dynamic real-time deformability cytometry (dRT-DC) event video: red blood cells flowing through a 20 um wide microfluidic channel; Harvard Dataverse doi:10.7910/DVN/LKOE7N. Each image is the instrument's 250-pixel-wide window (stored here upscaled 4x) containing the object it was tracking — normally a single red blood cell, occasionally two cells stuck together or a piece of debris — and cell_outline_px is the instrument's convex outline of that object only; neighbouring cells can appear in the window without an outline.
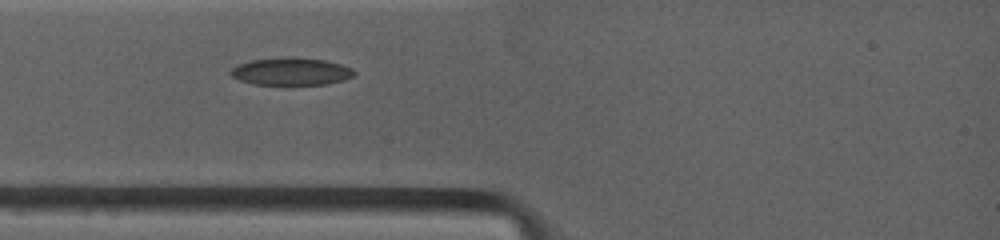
{"species": "common noctule bat (a hibernating species)", "species_latin": "Nyctalus noctula", "temperature_condition": "warm", "stored_images_in_passage": 4, "camera_frame_rate_fps": 4500, "um_per_image_px": 0.085, "animal": {"sex": "female", "body_mass_g": 19.0, "forearm_length_mm": 53.3}, "frame": {"image": 1, "passage_image": 1, "time_ms": 0.0, "image_size_px": [1000, 240], "cell_outline_px": [[356, 72], [352, 76], [344, 80], [324, 84], [252, 84], [240, 80], [232, 76], [228, 72], [232, 68], [240, 64], [252, 60], [280, 56], [324, 60], [340, 64], [352, 68]], "centroid_in_image_um": [24.72, 6.06], "position_along_channel_um": 60.3, "area_um2": 19.65}}
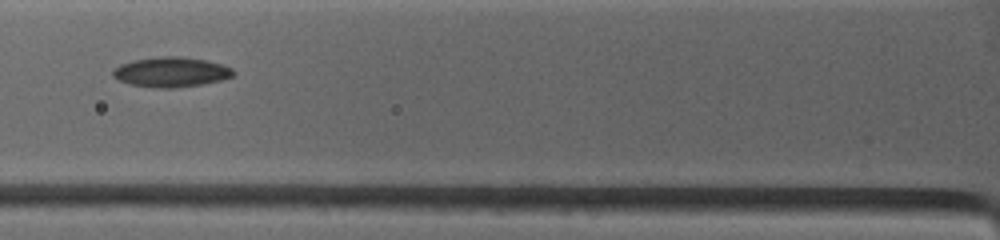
{"frame": {"image": 2, "passage_image": 2, "time_ms": 1.333, "image_size_px": [1000, 240], "cell_outline_px": [[236, 72], [232, 76], [220, 80], [200, 84], [176, 88], [156, 88], [132, 84], [120, 80], [112, 76], [112, 72], [120, 64], [136, 60], [168, 56], [176, 56], [204, 60], [220, 64], [232, 68]], "centroid_in_image_um": [14.55, 6.13], "position_along_channel_um": 111.2, "area_um2": 20.52}}
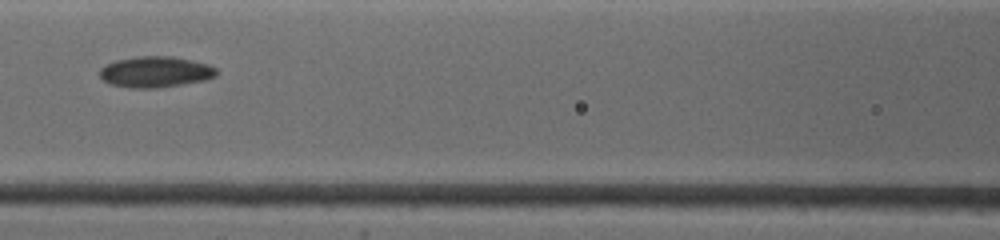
{"frame": {"image": 3, "passage_image": 3, "time_ms": 2.444, "image_size_px": [1000, 240], "cell_outline_px": [[216, 76], [204, 80], [160, 88], [132, 88], [112, 84], [104, 80], [100, 76], [100, 68], [108, 64], [120, 60], [140, 56], [164, 56], [188, 60], [208, 64], [216, 68]], "centroid_in_image_um": [13.22, 6.13], "position_along_channel_um": 153.4, "area_um2": 20.58}}